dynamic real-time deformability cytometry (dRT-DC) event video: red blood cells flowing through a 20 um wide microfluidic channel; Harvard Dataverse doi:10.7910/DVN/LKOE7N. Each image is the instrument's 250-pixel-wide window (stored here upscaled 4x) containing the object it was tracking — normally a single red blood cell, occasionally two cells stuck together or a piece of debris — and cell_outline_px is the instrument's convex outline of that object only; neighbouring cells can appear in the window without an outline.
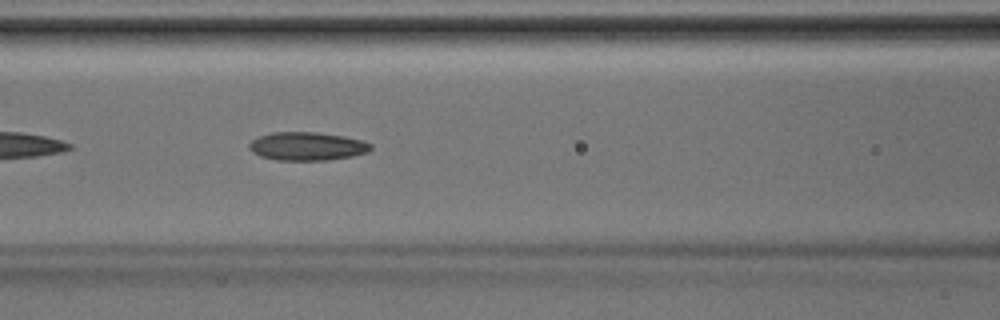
{"species": "Egyptian fruit bat (a non-hibernating species)", "species_latin": "Rousettus aegyptiacus", "temperature_condition": "room temperature", "stored_images_in_passage": 40, "camera_frame_rate_fps": 3000, "um_per_image_px": 0.085, "animal": {"sex": "male"}, "frame": {"image": 1, "passage_image": 18, "time_ms": 5.667, "image_size_px": [1000, 320], "cell_outline_px": [[372, 148], [368, 152], [352, 156], [328, 160], [276, 160], [260, 156], [252, 152], [248, 148], [248, 144], [252, 140], [260, 136], [272, 132], [316, 132], [344, 136], [364, 140], [372, 144]], "centroid_in_image_um": [26.11, 12.43], "position_along_channel_um": 140.5, "area_um2": 20.23}}